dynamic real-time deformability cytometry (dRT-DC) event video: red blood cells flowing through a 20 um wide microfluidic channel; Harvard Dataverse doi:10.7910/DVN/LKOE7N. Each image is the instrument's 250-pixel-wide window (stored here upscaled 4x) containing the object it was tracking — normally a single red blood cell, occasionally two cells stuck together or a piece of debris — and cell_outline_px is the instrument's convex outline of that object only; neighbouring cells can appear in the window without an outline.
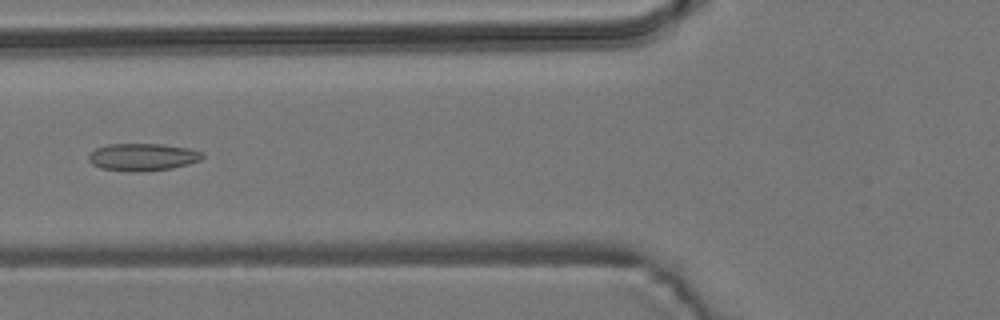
{"species": "common noctule bat (a hibernating species)", "species_latin": "Nyctalus noctula", "temperature_condition": "room temperature", "stored_images_in_passage": 4, "camera_frame_rate_fps": 3000, "um_per_image_px": 0.085, "animal": {"sex": "male", "body_mass_g": 19.2, "forearm_length_mm": 51.8}, "frame": {"image": 1, "passage_image": 4, "time_ms": 3.333, "image_size_px": [1000, 320], "cell_outline_px": [[204, 156], [200, 160], [188, 164], [172, 168], [132, 172], [128, 172], [100, 168], [92, 164], [88, 160], [88, 152], [96, 148], [108, 144], [164, 144], [188, 148], [204, 152]], "centroid_in_image_um": [12.1, 13.34], "position_along_channel_um": 113.7, "area_um2": 18.32}}